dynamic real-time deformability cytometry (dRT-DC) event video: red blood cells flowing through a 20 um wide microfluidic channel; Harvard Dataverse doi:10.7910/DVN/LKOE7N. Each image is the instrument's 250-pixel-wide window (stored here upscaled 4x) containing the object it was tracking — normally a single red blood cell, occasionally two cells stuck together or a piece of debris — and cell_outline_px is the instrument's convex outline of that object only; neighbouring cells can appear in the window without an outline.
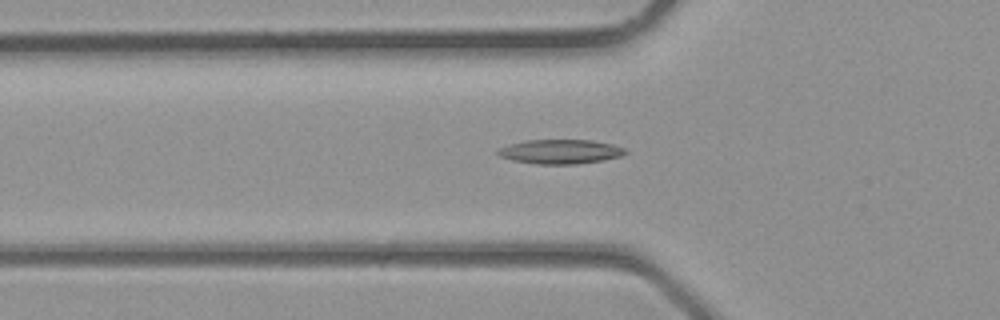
{"species": "common noctule bat (a hibernating species)", "species_latin": "Nyctalus noctula", "temperature_condition": "room temperature", "stored_images_in_passage": 34, "camera_frame_rate_fps": 3000, "um_per_image_px": 0.085, "animal": {"sex": "male", "body_mass_g": 23.1, "forearm_length_mm": 52.7}, "frame": {"image": 1, "passage_image": 12, "time_ms": 3.667, "image_size_px": [1000, 320], "cell_outline_px": [[628, 152], [624, 156], [604, 160], [576, 164], [536, 164], [512, 160], [500, 156], [496, 152], [500, 148], [512, 144], [528, 140], [592, 140], [612, 144], [624, 148]], "centroid_in_image_um": [47.69, 12.89], "position_along_channel_um": 78.1, "area_um2": 18.03}}
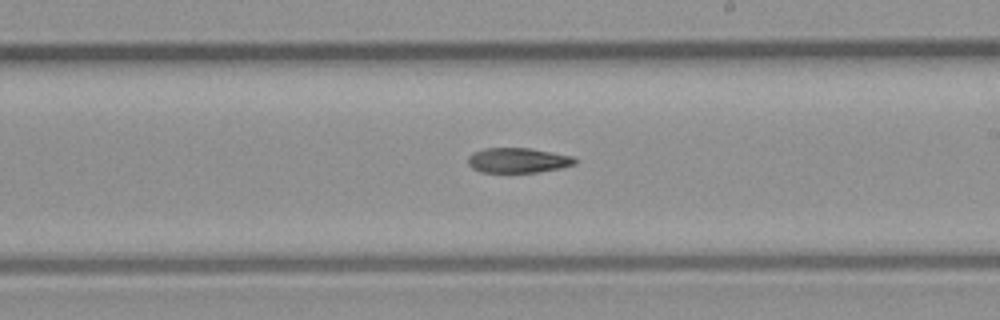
{"frame": {"image": 2, "passage_image": 21, "time_ms": 6.667, "image_size_px": [1000, 320], "cell_outline_px": [[576, 164], [560, 168], [540, 172], [480, 172], [472, 168], [468, 164], [468, 156], [472, 152], [484, 148], [528, 148], [572, 156], [576, 160]], "centroid_in_image_um": [43.99, 13.63], "position_along_channel_um": 245.0, "area_um2": 15.55}}
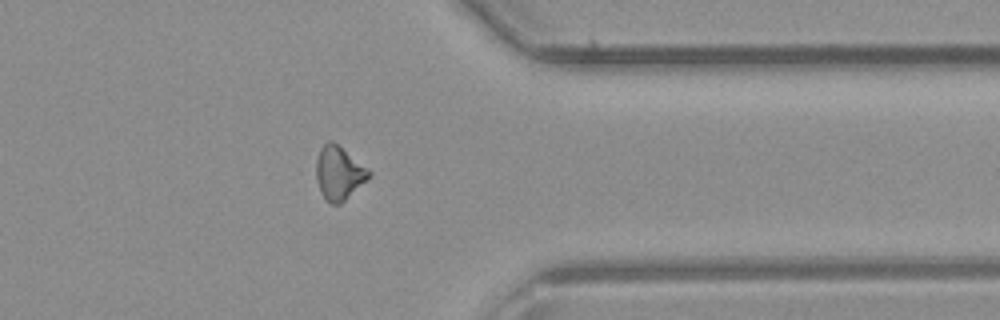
{"frame": {"image": 3, "passage_image": 29, "time_ms": 9.333, "image_size_px": [1000, 320], "cell_outline_px": [[372, 176], [368, 180], [340, 204], [332, 204], [320, 192], [316, 180], [316, 160], [320, 148], [328, 140], [332, 140], [368, 168], [372, 172]], "centroid_in_image_um": [28.82, 14.7], "position_along_channel_um": 382.6, "area_um2": 16.53}}